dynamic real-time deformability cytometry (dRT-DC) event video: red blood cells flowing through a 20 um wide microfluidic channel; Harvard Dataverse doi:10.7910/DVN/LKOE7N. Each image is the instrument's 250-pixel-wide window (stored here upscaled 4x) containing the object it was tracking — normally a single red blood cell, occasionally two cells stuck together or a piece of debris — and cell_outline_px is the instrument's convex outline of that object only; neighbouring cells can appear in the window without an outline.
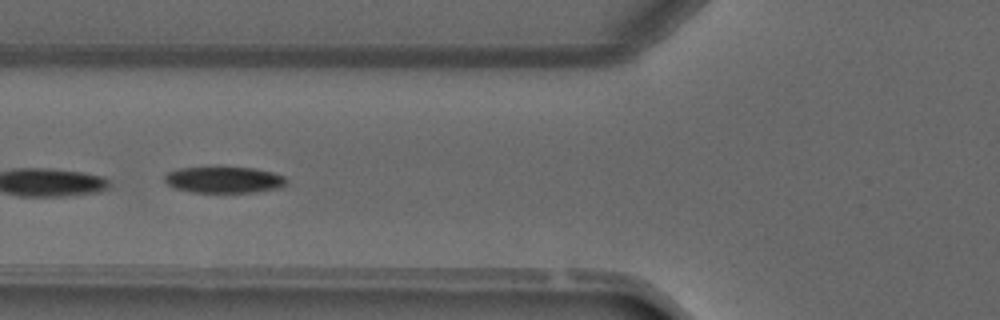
{"species": "common noctule bat (a hibernating species)", "species_latin": "Nyctalus noctula", "temperature_condition": "warm", "stored_images_in_passage": 4, "camera_frame_rate_fps": 3000, "um_per_image_px": 0.085, "animal": {"sex": "male", "forearm_length_mm": 52.5}, "frame": {"image": 1, "passage_image": 4, "time_ms": 3.333, "image_size_px": [1000, 320], "cell_outline_px": [[288, 184], [280, 188], [256, 192], [192, 192], [172, 188], [164, 180], [164, 176], [168, 172], [180, 168], [220, 164], [252, 168], [272, 172], [284, 176], [288, 180]], "centroid_in_image_um": [19.03, 15.24], "position_along_channel_um": 106.8, "area_um2": 19.65}}